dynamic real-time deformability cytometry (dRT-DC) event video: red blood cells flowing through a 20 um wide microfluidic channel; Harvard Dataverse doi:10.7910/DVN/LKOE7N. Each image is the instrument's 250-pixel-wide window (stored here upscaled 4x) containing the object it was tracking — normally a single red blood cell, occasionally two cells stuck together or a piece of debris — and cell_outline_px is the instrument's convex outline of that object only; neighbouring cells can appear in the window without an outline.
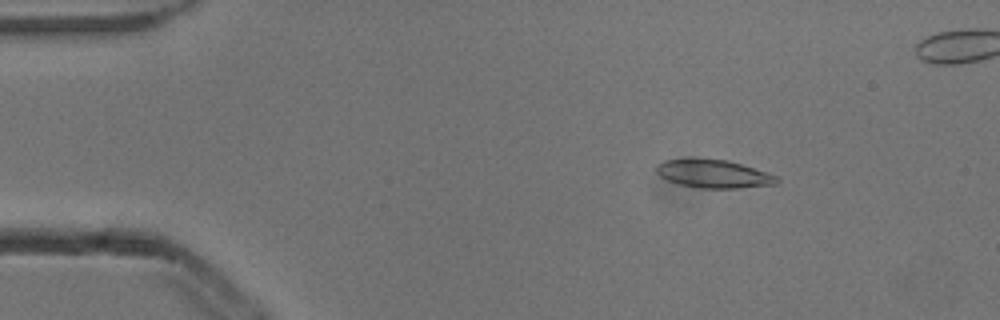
{"species": "common noctule bat (a hibernating species)", "species_latin": "Nyctalus noctula", "temperature_condition": "cold", "stored_images_in_passage": 6, "camera_frame_rate_fps": 3000, "um_per_image_px": 0.085, "animal": {"sex": "male", "body_mass_g": 13.3}, "frame": {"image": 1, "passage_image": 3, "time_ms": 0.667, "image_size_px": [1000, 320], "cell_outline_px": [[780, 180], [776, 184], [736, 188], [700, 188], [680, 184], [668, 180], [660, 176], [656, 172], [656, 164], [664, 160], [728, 160], [776, 176]], "centroid_in_image_um": [60.63, 14.8], "position_along_channel_um": 24.4, "area_um2": 19.13}}